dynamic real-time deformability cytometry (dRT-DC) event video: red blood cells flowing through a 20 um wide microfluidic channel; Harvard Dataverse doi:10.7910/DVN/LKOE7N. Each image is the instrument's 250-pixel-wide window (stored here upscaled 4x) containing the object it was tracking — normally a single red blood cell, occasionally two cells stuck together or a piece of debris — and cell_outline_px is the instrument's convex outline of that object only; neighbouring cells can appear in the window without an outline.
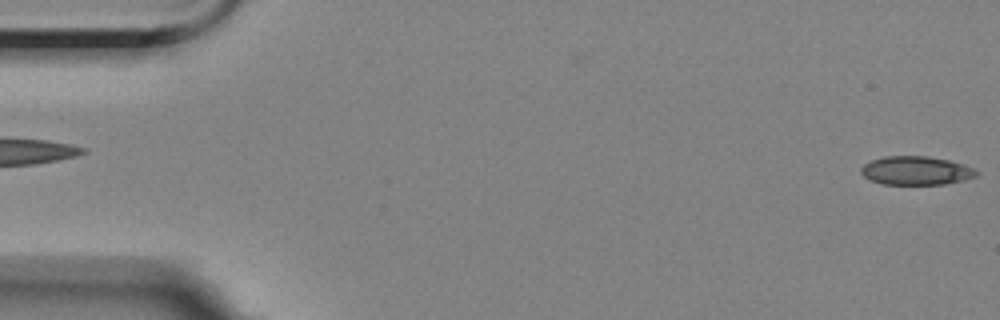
{"species": "Egyptian fruit bat (a non-hibernating species)", "species_latin": "Rousettus aegyptiacus", "temperature_condition": "room temperature", "stored_images_in_passage": 6, "camera_frame_rate_fps": 3000, "um_per_image_px": 0.085, "animal": {"sex": "female"}, "frame": {"image": 1, "passage_image": 1, "time_ms": 0.0, "image_size_px": [1000, 320], "cell_outline_px": [[976, 176], [964, 180], [944, 184], [884, 184], [868, 180], [860, 172], [860, 168], [864, 164], [872, 160], [884, 156], [928, 156], [948, 160], [964, 164], [972, 168], [976, 172]], "centroid_in_image_um": [77.82, 14.5], "position_along_channel_um": 7.2, "area_um2": 19.19}}
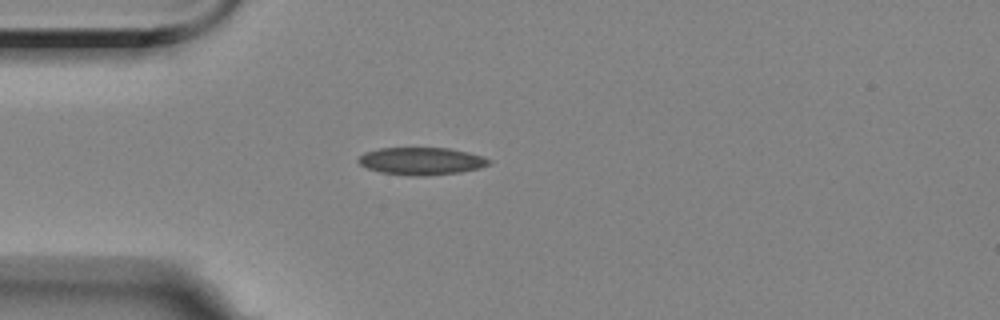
{"frame": {"image": 2, "passage_image": 5, "time_ms": 4.667, "image_size_px": [1000, 320], "cell_outline_px": [[492, 164], [480, 168], [460, 172], [424, 176], [408, 176], [380, 172], [368, 168], [360, 164], [356, 160], [364, 152], [380, 148], [448, 148], [468, 152], [492, 160]], "centroid_in_image_um": [35.82, 13.7], "position_along_channel_um": 49.2, "area_um2": 20.98}}